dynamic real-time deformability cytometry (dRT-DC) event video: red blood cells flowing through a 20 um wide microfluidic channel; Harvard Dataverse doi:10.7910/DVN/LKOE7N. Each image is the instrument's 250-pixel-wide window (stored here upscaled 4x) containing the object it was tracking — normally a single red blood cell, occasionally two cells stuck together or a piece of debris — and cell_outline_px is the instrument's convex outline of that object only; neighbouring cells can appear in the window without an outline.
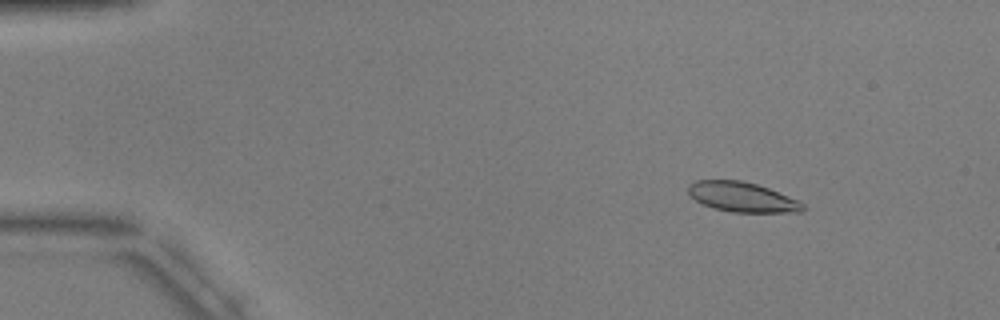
{"species": "common noctule bat (a hibernating species)", "species_latin": "Nyctalus noctula", "temperature_condition": "warm", "stored_images_in_passage": 5, "camera_frame_rate_fps": 3000, "um_per_image_px": 0.085, "animal": {"sex": "male", "body_mass_g": 17.9, "forearm_length_mm": 54.2}, "frame": {"image": 1, "passage_image": 2, "time_ms": 1.333, "image_size_px": [1000, 320], "cell_outline_px": [[804, 208], [800, 212], [732, 212], [716, 208], [704, 204], [696, 200], [688, 192], [688, 184], [696, 180], [740, 180], [756, 184], [768, 188], [800, 200], [804, 204]], "centroid_in_image_um": [63.11, 16.74], "position_along_channel_um": 21.9, "area_um2": 19.77}}
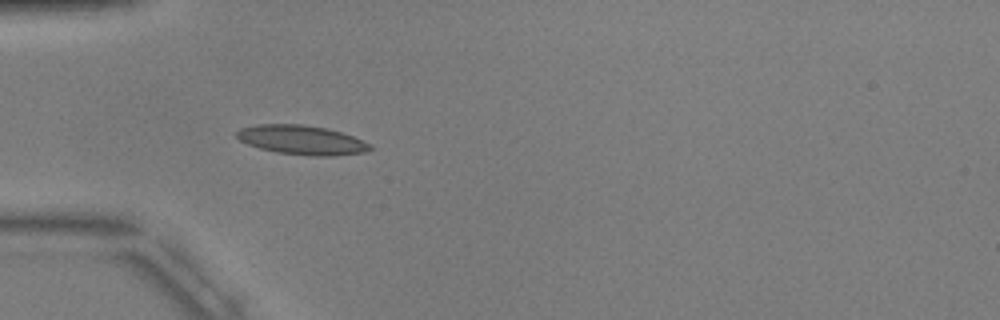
{"frame": {"image": 2, "passage_image": 5, "time_ms": 4.667, "image_size_px": [1000, 320], "cell_outline_px": [[376, 148], [364, 152], [336, 156], [312, 156], [276, 152], [260, 148], [248, 144], [240, 140], [236, 136], [236, 132], [240, 128], [256, 124], [300, 124], [324, 128], [340, 132], [352, 136], [372, 144]], "centroid_in_image_um": [25.67, 11.9], "position_along_channel_um": 59.3, "area_um2": 22.77}}